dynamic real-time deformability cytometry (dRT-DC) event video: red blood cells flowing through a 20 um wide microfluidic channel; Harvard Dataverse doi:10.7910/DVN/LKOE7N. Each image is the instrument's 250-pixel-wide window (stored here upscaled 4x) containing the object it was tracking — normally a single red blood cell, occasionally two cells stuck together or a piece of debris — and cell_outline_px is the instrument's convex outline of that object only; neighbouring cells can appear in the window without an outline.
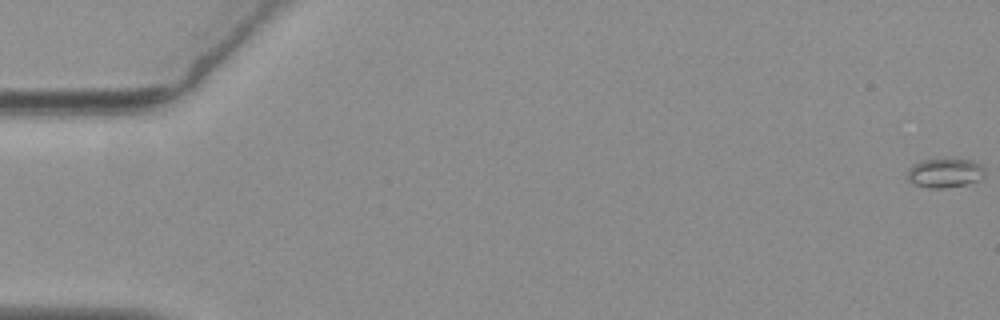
{"species": "common noctule bat (a hibernating species)", "species_latin": "Nyctalus noctula", "temperature_condition": "warm", "stored_images_in_passage": 57, "camera_frame_rate_fps": 3000, "um_per_image_px": 0.085, "animal": {"sex": "female", "body_mass_g": 19.3, "forearm_length_mm": 54.1}, "frame": {"image": 1, "passage_image": 1, "time_ms": 0.0, "image_size_px": [1000, 320], "cell_outline_px": [[984, 176], [968, 184], [944, 188], [928, 188], [916, 184], [908, 180], [908, 168], [912, 164], [920, 160], [972, 160], [984, 164]], "centroid_in_image_um": [80.32, 14.7], "position_along_channel_um": 4.7, "area_um2": 13.12}}
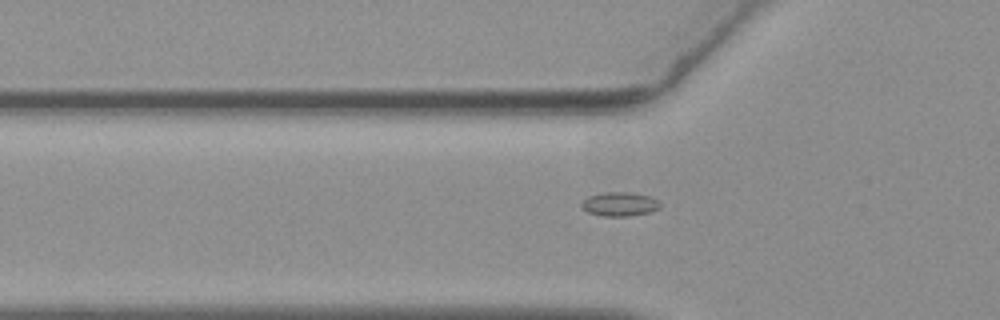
{"frame": {"image": 2, "passage_image": 20, "time_ms": 6.333, "image_size_px": [1000, 320], "cell_outline_px": [[660, 208], [648, 212], [628, 216], [604, 216], [588, 212], [580, 208], [580, 204], [588, 196], [604, 192], [632, 192], [652, 196], [660, 200]], "centroid_in_image_um": [52.68, 17.33], "position_along_channel_um": 73.1, "area_um2": 11.16}}
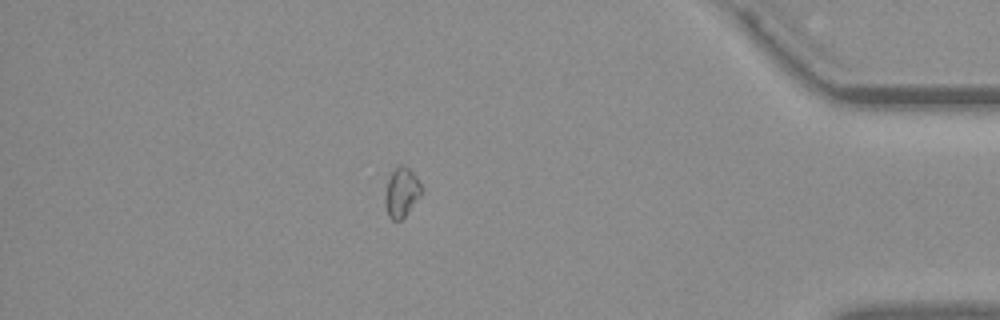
{"frame": {"image": 3, "passage_image": 50, "time_ms": 16.333, "image_size_px": [1000, 320], "cell_outline_px": [[420, 196], [404, 216], [400, 220], [392, 220], [388, 216], [384, 204], [384, 196], [388, 180], [392, 172], [400, 164], [404, 164], [416, 176], [420, 184]], "centroid_in_image_um": [34.09, 16.36], "position_along_channel_um": 401.1, "area_um2": 10.29}}